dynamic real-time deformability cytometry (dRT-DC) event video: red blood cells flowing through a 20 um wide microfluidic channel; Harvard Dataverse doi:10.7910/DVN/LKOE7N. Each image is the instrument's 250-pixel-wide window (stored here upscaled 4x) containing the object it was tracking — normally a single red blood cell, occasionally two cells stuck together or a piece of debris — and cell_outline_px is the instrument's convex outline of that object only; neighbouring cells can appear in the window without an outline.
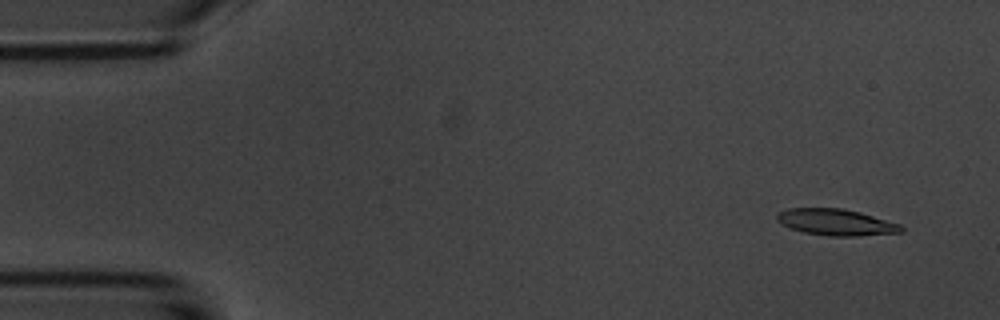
{"species": "common noctule bat (a hibernating species)", "species_latin": "Nyctalus noctula", "temperature_condition": "room temperature", "stored_images_in_passage": 54, "camera_frame_rate_fps": 3000, "um_per_image_px": 0.085, "animal": {"sex": "male", "body_mass_g": 20.1, "forearm_length_mm": 53.5}, "frame": {"image": 1, "passage_image": 4, "time_ms": 1.0, "image_size_px": [1000, 320], "cell_outline_px": [[904, 232], [860, 236], [828, 236], [804, 232], [792, 228], [776, 220], [776, 216], [780, 212], [788, 208], [844, 208], [860, 212], [900, 224], [904, 228]], "centroid_in_image_um": [71.11, 18.89], "position_along_channel_um": 13.9, "area_um2": 19.07}}
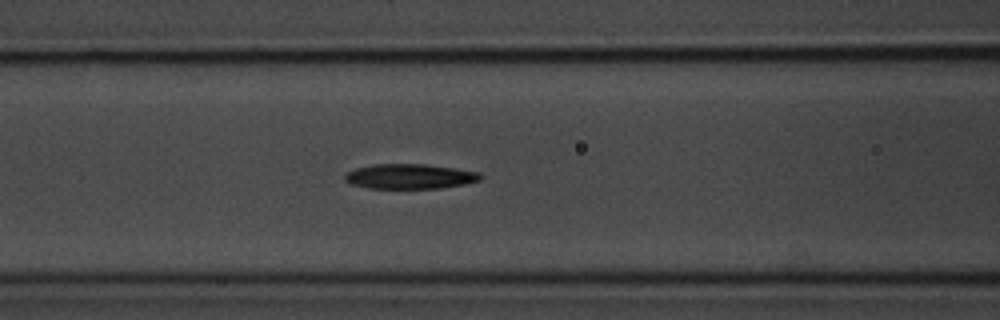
{"frame": {"image": 2, "passage_image": 22, "time_ms": 7.0, "image_size_px": [1000, 320], "cell_outline_px": [[484, 176], [480, 180], [464, 184], [440, 188], [368, 188], [352, 184], [344, 180], [344, 176], [348, 172], [356, 168], [372, 164], [424, 164], [456, 168], [480, 172]], "centroid_in_image_um": [34.86, 14.99], "position_along_channel_um": 131.7, "area_um2": 19.71}}
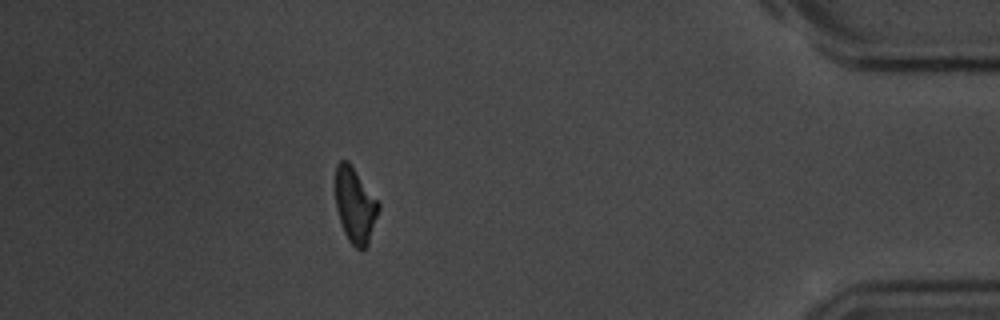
{"frame": {"image": 3, "passage_image": 48, "time_ms": 15.667, "image_size_px": [1000, 320], "cell_outline_px": [[380, 208], [368, 244], [364, 248], [356, 248], [348, 240], [344, 232], [336, 208], [336, 164], [340, 160], [348, 160], [380, 204]], "centroid_in_image_um": [30.18, 17.44], "position_along_channel_um": 405.0, "area_um2": 18.67}, "authors_computed_cell_mechanics": {"area_um2": 19.7098, "velocity_mm_per_s": 3.7105, "shape_relaxation_time_tau1_ms": 3.0674, "shape_relaxation_time_tau2_ms": 7.5731, "deformation_change_tau1": 0.1269, "deformation_change_tau2": 0.1783}}